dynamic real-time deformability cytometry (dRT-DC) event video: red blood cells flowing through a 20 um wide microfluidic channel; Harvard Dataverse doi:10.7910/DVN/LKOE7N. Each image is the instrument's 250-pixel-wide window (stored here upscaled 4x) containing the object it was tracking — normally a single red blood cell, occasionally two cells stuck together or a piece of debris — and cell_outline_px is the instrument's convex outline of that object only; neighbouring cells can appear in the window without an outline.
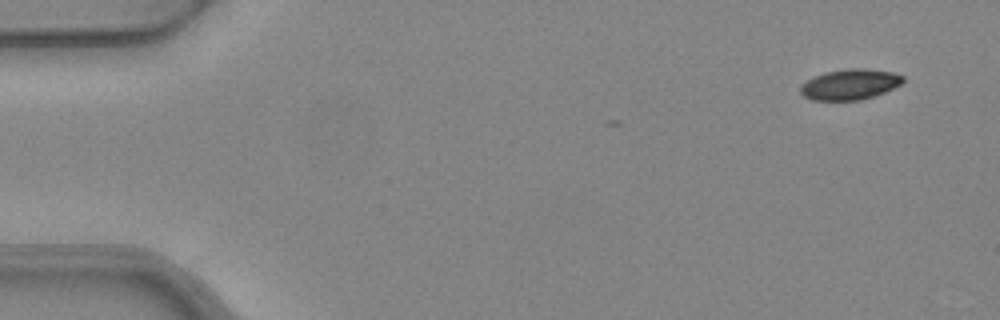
{"species": "common noctule bat (a hibernating species)", "species_latin": "Nyctalus noctula", "temperature_condition": "warm", "stored_images_in_passage": 8, "camera_frame_rate_fps": 3000, "um_per_image_px": 0.085, "animal": {"sex": "female", "body_mass_g": 24.6, "forearm_length_mm": 56.2}, "frame": {"image": 1, "passage_image": 1, "time_ms": 0.0, "image_size_px": [1000, 320], "cell_outline_px": [[904, 80], [900, 84], [884, 92], [860, 100], [812, 100], [804, 96], [800, 92], [800, 84], [824, 72], [848, 68], [864, 68], [892, 72], [904, 76]], "centroid_in_image_um": [72.22, 7.17], "position_along_channel_um": 12.8, "area_um2": 18.15}}
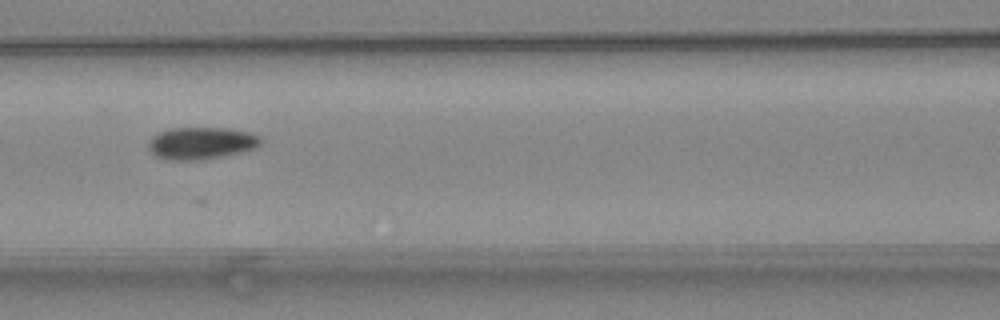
{"frame": {"image": 2, "passage_image": 6, "time_ms": 1.667, "image_size_px": [1000, 320], "cell_outline_px": [[264, 140], [256, 148], [240, 152], [200, 160], [168, 160], [156, 156], [148, 148], [148, 144], [152, 136], [160, 132], [172, 128], [224, 128], [248, 132], [260, 136]], "centroid_in_image_um": [17.11, 12.17], "position_along_channel_um": 149.5, "area_um2": 20.92}}
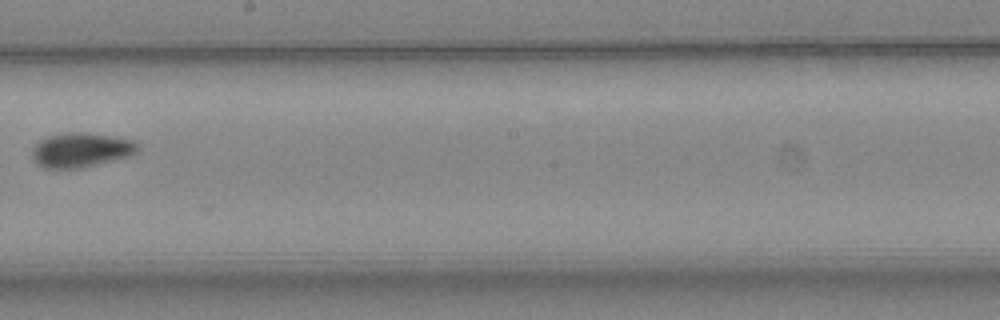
{"frame": {"image": 3, "passage_image": 8, "time_ms": 2.333, "image_size_px": [1000, 320], "cell_outline_px": [[140, 152], [128, 156], [80, 168], [44, 168], [36, 164], [32, 160], [32, 148], [40, 140], [48, 136], [68, 132], [84, 132], [136, 140], [140, 144]], "centroid_in_image_um": [6.9, 12.74], "position_along_channel_um": 241.3, "area_um2": 21.39}}